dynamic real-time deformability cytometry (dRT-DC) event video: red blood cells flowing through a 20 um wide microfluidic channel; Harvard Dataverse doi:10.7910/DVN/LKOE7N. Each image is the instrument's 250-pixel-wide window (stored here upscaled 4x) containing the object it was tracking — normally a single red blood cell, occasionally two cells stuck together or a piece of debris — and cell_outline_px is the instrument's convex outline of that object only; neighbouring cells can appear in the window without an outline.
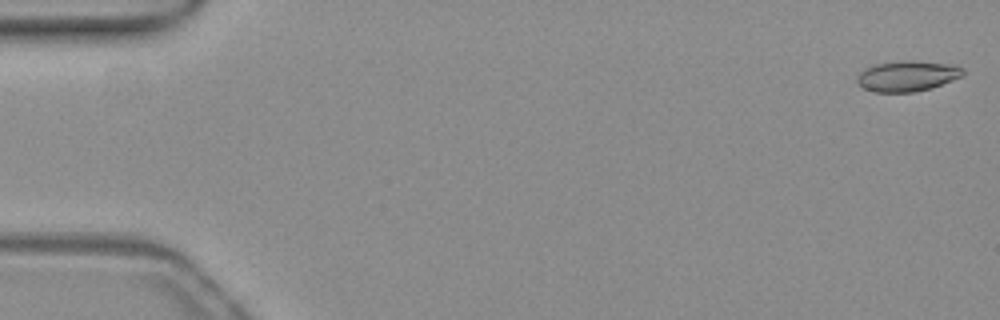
{"species": "common noctule bat (a hibernating species)", "species_latin": "Nyctalus noctula", "temperature_condition": "warm", "stored_images_in_passage": 53, "camera_frame_rate_fps": 3000, "um_per_image_px": 0.085, "animal": {"sex": "female", "body_mass_g": 19.3, "forearm_length_mm": 54.1}, "frame": {"image": 1, "passage_image": 1, "time_ms": 0.0, "image_size_px": [1000, 320], "cell_outline_px": [[964, 76], [928, 88], [912, 92], [876, 92], [864, 88], [856, 80], [856, 76], [860, 72], [876, 64], [956, 64], [964, 68]], "centroid_in_image_um": [77.13, 6.52], "position_along_channel_um": 7.9, "area_um2": 17.51}}
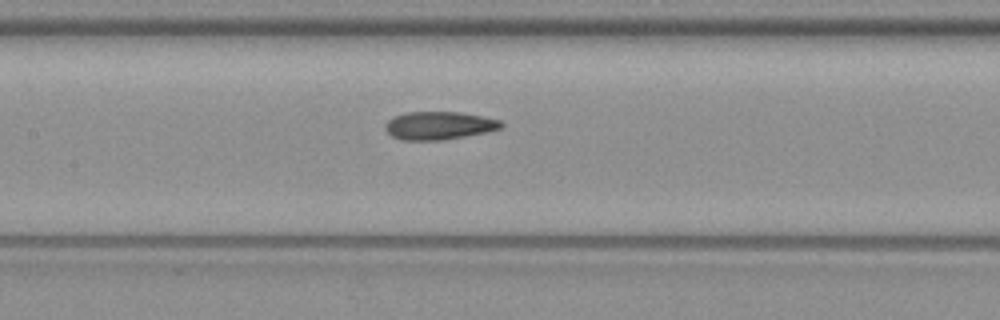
{"frame": {"image": 2, "passage_image": 25, "time_ms": 8.0, "image_size_px": [1000, 320], "cell_outline_px": [[504, 124], [500, 128], [488, 132], [440, 140], [400, 140], [392, 136], [384, 128], [384, 124], [392, 116], [404, 112], [460, 112], [484, 116], [500, 120]], "centroid_in_image_um": [37.29, 10.66], "position_along_channel_um": 170.1, "area_um2": 19.07}}
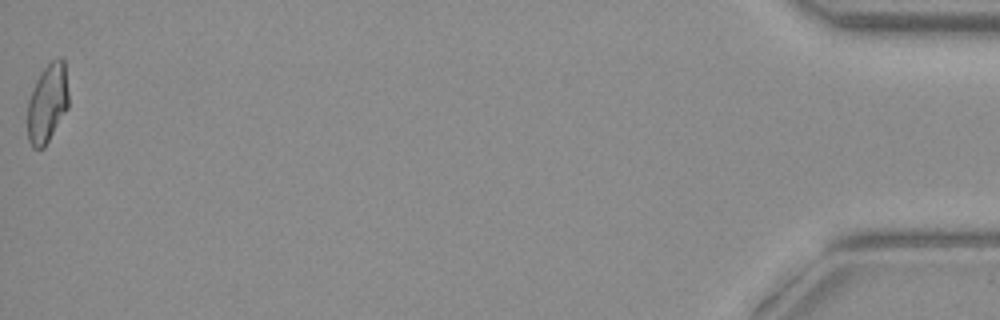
{"frame": {"image": 3, "passage_image": 53, "time_ms": 17.333, "image_size_px": [1000, 320], "cell_outline_px": [[68, 108], [44, 148], [32, 148], [28, 140], [28, 100], [36, 80], [40, 72], [52, 60], [60, 56], [64, 60], [68, 92]], "centroid_in_image_um": [4.03, 8.76], "position_along_channel_um": 431.2, "area_um2": 18.84}, "authors_computed_cell_mechanics": {"area_um2": 18.9006, "velocity_mm_per_s": 3.908, "shape_relaxation_time_tau1_ms": null, "shape_relaxation_time_tau2_ms": 2.3619, "deformation_change_tau1": null, "deformation_change_tau2": 0.0991}}